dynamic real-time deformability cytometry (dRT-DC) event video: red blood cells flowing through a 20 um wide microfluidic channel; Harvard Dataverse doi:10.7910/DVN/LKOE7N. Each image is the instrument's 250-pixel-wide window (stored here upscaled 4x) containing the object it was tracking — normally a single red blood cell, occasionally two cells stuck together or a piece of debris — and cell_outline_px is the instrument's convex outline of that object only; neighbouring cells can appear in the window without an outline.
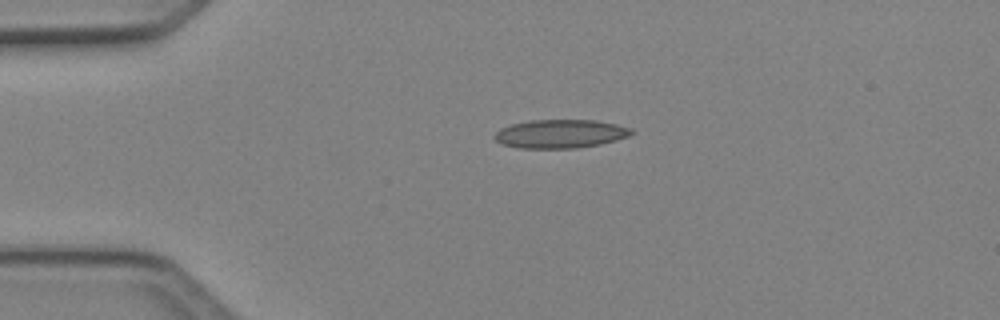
{"species": "Egyptian fruit bat (a non-hibernating species)", "species_latin": "Rousettus aegyptiacus", "temperature_condition": "cold", "stored_images_in_passage": 3, "camera_frame_rate_fps": 3000, "um_per_image_px": 0.085, "animal": {"sex": "female"}, "frame": {"image": 1, "passage_image": 1, "time_ms": 0.0, "image_size_px": [1000, 320], "cell_outline_px": [[636, 132], [628, 136], [616, 140], [600, 144], [576, 148], [520, 148], [500, 144], [496, 140], [496, 132], [500, 128], [512, 124], [528, 120], [596, 120], [616, 124], [632, 128]], "centroid_in_image_um": [47.65, 11.37], "position_along_channel_um": 37.3, "area_um2": 22.83}}
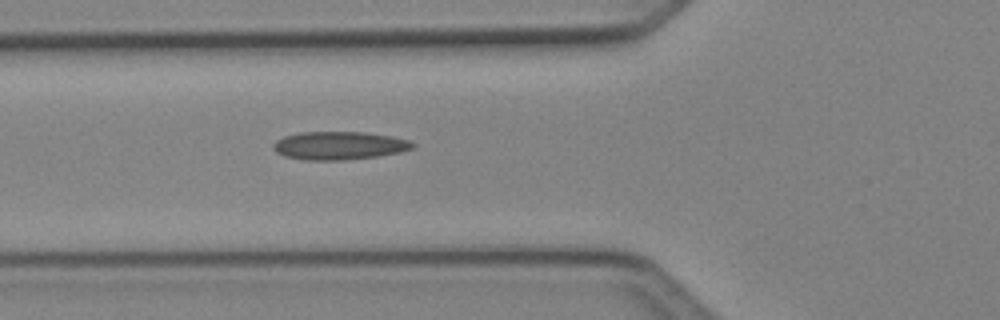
{"frame": {"image": 2, "passage_image": 3, "time_ms": 0.667, "image_size_px": [1000, 320], "cell_outline_px": [[416, 144], [412, 148], [400, 152], [376, 156], [344, 160], [304, 160], [284, 156], [276, 152], [272, 148], [272, 144], [276, 140], [284, 136], [300, 132], [368, 132], [392, 136], [408, 140]], "centroid_in_image_um": [28.8, 12.37], "position_along_channel_um": 97.0, "area_um2": 22.95}}